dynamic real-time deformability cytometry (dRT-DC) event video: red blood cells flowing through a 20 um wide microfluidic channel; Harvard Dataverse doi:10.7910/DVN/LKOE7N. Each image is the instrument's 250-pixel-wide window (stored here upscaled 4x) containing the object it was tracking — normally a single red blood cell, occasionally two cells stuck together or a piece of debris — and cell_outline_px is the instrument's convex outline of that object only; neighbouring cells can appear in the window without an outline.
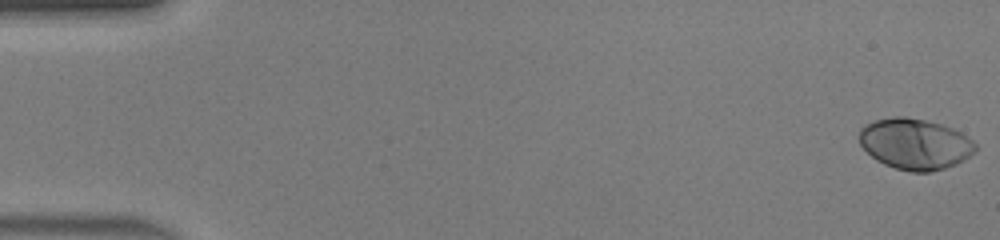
{"species": "human", "species_latin": "Homo sapiens", "temperature_condition": "warm", "stored_images_in_passage": 49, "camera_frame_rate_fps": 3000, "um_per_image_px": 0.085, "donor": {"sex": "male"}, "frame": {"image": 1, "passage_image": 1, "time_ms": 0.0, "image_size_px": [1000, 240], "cell_outline_px": [[976, 152], [964, 160], [956, 164], [932, 172], [912, 172], [896, 168], [884, 164], [876, 160], [860, 144], [860, 128], [876, 120], [892, 116], [904, 116], [924, 120], [940, 124], [952, 128], [960, 132], [972, 140], [976, 144]], "centroid_in_image_um": [77.8, 12.24], "position_along_channel_um": 7.2, "area_um2": 34.33}}
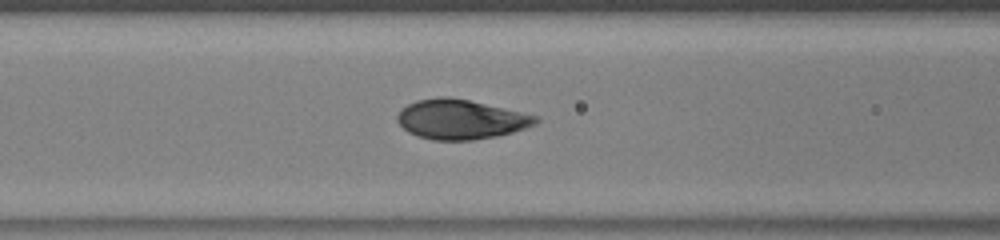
{"frame": {"image": 2, "passage_image": 21, "time_ms": 6.667, "image_size_px": [1000, 240], "cell_outline_px": [[540, 120], [536, 124], [512, 132], [496, 136], [472, 140], [432, 140], [416, 136], [408, 132], [396, 120], [396, 116], [400, 108], [416, 100], [436, 96], [448, 96], [468, 100], [540, 116]], "centroid_in_image_um": [39.13, 10.14], "position_along_channel_um": 127.5, "area_um2": 32.14}}
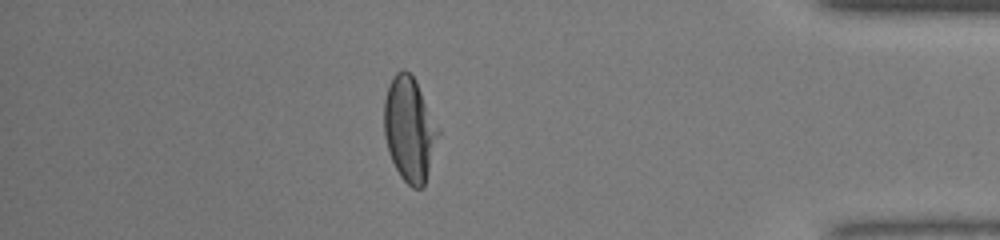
{"frame": {"image": 3, "passage_image": 43, "time_ms": 14.0, "image_size_px": [1000, 240], "cell_outline_px": [[440, 132], [424, 188], [412, 188], [400, 176], [388, 152], [384, 136], [384, 100], [388, 84], [392, 76], [396, 72], [404, 68], [416, 80], [440, 128]], "centroid_in_image_um": [34.81, 10.97], "position_along_channel_um": 400.4, "area_um2": 33.35}, "authors_computed_cell_mechanics": {"area_um2": 32.7726, "velocity_mm_per_s": 4.2363, "shape_relaxation_time_tau1_ms": 2.8585, "shape_relaxation_time_tau2_ms": null, "deformation_change_tau1": 0.1813, "deformation_change_tau2": null}}